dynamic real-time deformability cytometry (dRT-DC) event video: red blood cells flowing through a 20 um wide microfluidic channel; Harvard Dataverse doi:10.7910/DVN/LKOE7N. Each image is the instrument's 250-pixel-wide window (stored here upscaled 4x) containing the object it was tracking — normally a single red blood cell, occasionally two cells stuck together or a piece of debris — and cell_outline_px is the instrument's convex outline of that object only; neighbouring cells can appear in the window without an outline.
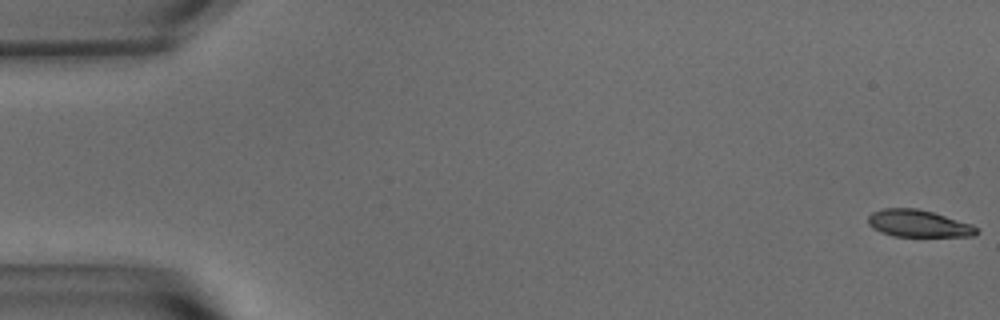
{"species": "common noctule bat (a hibernating species)", "species_latin": "Nyctalus noctula", "temperature_condition": "warm", "stored_images_in_passage": 56, "camera_frame_rate_fps": 3000, "um_per_image_px": 0.085, "animal": {"sex": "male", "body_mass_g": 15.6}, "frame": {"image": 1, "passage_image": 1, "time_ms": 0.0, "image_size_px": [1000, 320], "cell_outline_px": [[980, 232], [972, 236], [892, 236], [880, 232], [872, 228], [868, 224], [868, 216], [872, 212], [884, 208], [916, 208], [932, 212], [972, 224]], "centroid_in_image_um": [78.03, 19.0], "position_along_channel_um": 7.0, "area_um2": 17.11}}
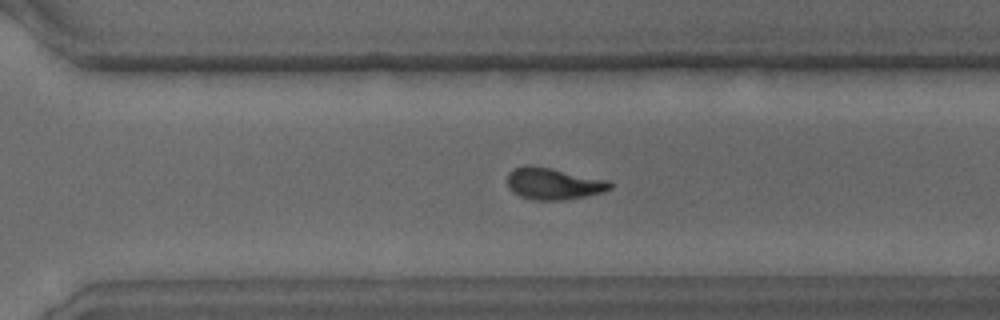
{"frame": {"image": 2, "passage_image": 39, "time_ms": 12.667, "image_size_px": [1000, 320], "cell_outline_px": [[612, 188], [600, 192], [584, 196], [560, 200], [532, 200], [520, 196], [512, 192], [508, 188], [508, 172], [512, 168], [524, 164], [532, 164], [552, 168], [608, 180], [612, 184]], "centroid_in_image_um": [46.97, 15.59], "position_along_channel_um": 323.6, "area_um2": 19.13}}
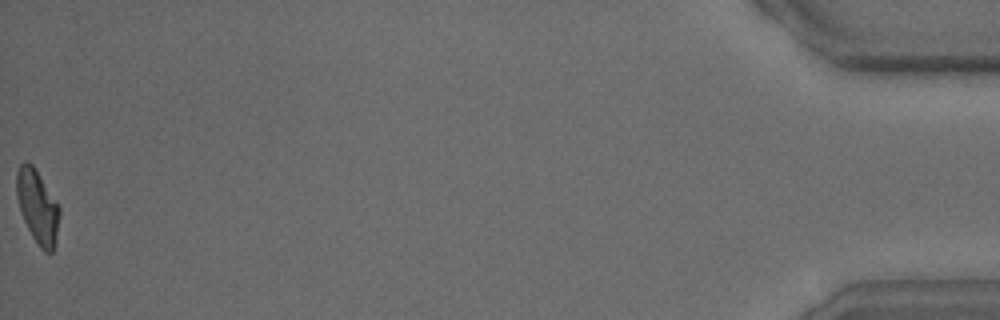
{"frame": {"image": 3, "passage_image": 56, "time_ms": 18.333, "image_size_px": [1000, 320], "cell_outline_px": [[60, 212], [52, 252], [44, 252], [40, 248], [32, 236], [20, 212], [16, 196], [16, 172], [20, 164], [24, 160], [28, 160], [32, 164], [60, 204]], "centroid_in_image_um": [3.17, 17.5], "position_along_channel_um": 432.0, "area_um2": 18.44}, "authors_computed_cell_mechanics": {"area_um2": 18.8717, "velocity_mm_per_s": 3.6634, "shape_relaxation_time_tau1_ms": 4.386, "shape_relaxation_time_tau2_ms": 4.2473, "deformation_change_tau1": 0.1768, "deformation_change_tau2": 0.1199}}